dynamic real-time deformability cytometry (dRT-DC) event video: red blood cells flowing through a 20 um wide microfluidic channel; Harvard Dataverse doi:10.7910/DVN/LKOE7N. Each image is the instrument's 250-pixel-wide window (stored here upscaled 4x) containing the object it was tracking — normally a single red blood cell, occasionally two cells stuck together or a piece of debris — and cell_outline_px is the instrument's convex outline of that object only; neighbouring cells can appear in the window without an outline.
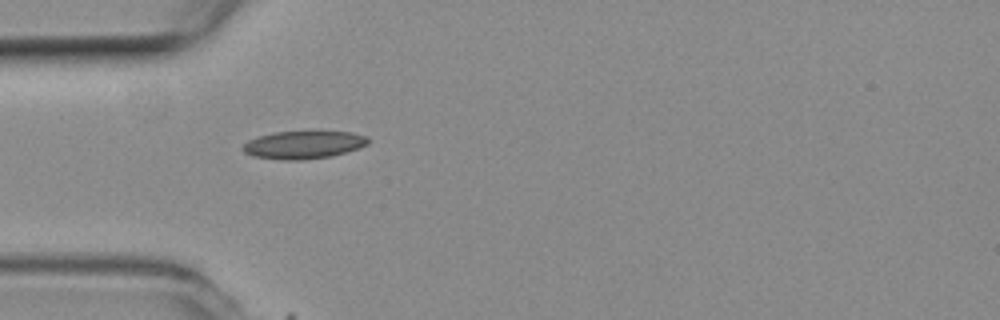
{"species": "common noctule bat (a hibernating species)", "species_latin": "Nyctalus noctula", "temperature_condition": "room temperature", "stored_images_in_passage": 6, "camera_frame_rate_fps": 3000, "um_per_image_px": 0.085, "animal": {"sex": "female", "body_mass_g": 19.3, "forearm_length_mm": 54.1}, "frame": {"image": 1, "passage_image": 1, "time_ms": 0.0, "image_size_px": [1000, 320], "cell_outline_px": [[368, 144], [332, 156], [304, 160], [280, 160], [252, 156], [244, 152], [240, 148], [248, 140], [260, 136], [276, 132], [352, 132], [368, 136]], "centroid_in_image_um": [25.76, 12.32], "position_along_channel_um": 59.2, "area_um2": 20.17}}